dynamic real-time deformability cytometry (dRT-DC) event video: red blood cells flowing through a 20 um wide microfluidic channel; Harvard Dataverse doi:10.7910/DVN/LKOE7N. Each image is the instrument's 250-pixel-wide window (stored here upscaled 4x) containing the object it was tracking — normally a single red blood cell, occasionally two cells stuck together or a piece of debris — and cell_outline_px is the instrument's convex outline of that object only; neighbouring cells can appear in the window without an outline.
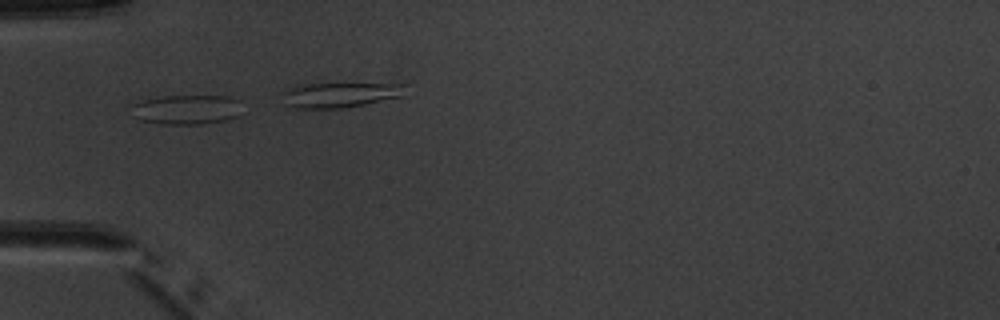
{"species": "common noctule bat (a hibernating species)", "species_latin": "Nyctalus noctula", "temperature_condition": "warm", "stored_images_in_passage": 10, "camera_frame_rate_fps": 3000, "um_per_image_px": 0.085, "animal": {"sex": "male", "body_mass_g": 20.1, "forearm_length_mm": 53.5}, "frame": {"image": 1, "passage_image": 4, "time_ms": 4.667, "image_size_px": [1000, 320], "cell_outline_px": [[240, 116], [228, 120], [204, 124], [164, 124], [140, 120], [132, 116], [132, 104], [140, 100], [164, 96], [228, 96], [240, 100]], "centroid_in_image_um": [15.88, 9.32], "position_along_channel_um": 69.1, "area_um2": 19.42}}
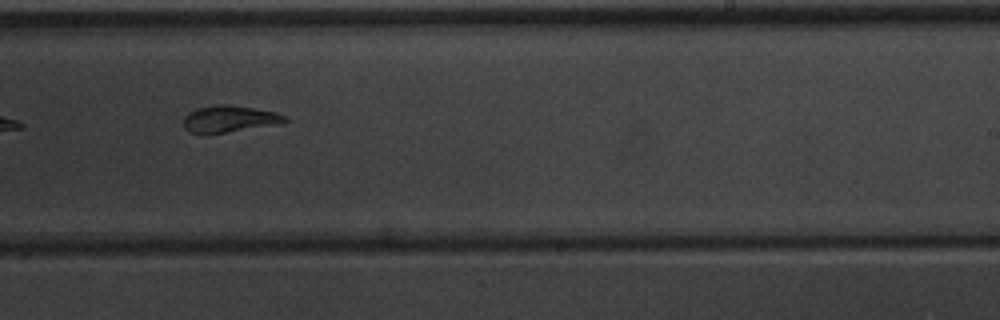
{"frame": {"image": 2, "passage_image": 9, "time_ms": 10.333, "image_size_px": [1000, 320], "cell_outline_px": [[288, 120], [224, 132], [188, 132], [184, 128], [184, 116], [188, 112], [196, 108], [216, 104], [228, 104], [276, 112], [284, 116]], "centroid_in_image_um": [19.37, 10.06], "position_along_channel_um": 269.6, "area_um2": 14.91}}
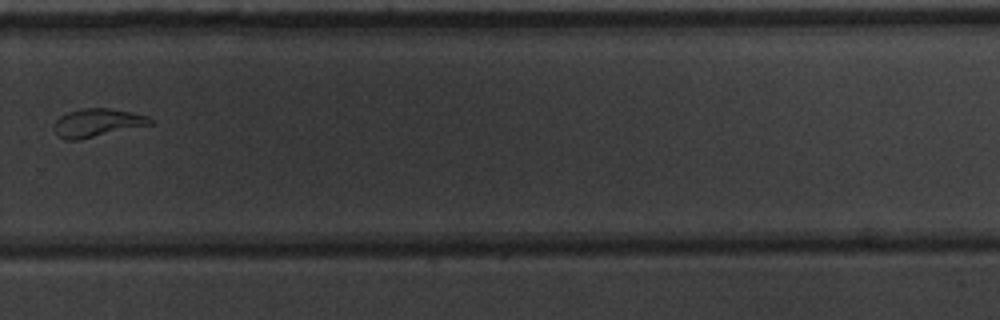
{"frame": {"image": 3, "passage_image": 10, "time_ms": 11.667, "image_size_px": [1000, 320], "cell_outline_px": [[152, 124], [76, 140], [64, 140], [56, 132], [56, 120], [60, 116], [68, 112], [80, 108], [108, 108], [148, 116], [152, 120]], "centroid_in_image_um": [8.26, 10.42], "position_along_channel_um": 321.5, "area_um2": 15.32}}